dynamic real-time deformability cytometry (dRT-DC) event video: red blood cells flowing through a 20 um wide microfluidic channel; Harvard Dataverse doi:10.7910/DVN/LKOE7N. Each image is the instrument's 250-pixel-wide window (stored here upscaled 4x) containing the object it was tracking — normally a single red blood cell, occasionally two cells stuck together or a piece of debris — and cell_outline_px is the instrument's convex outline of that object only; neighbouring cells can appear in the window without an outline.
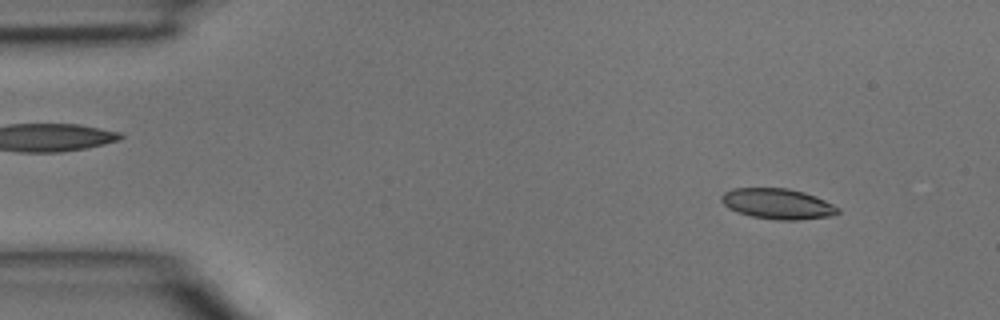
{"species": "common noctule bat (a hibernating species)", "species_latin": "Nyctalus noctula", "temperature_condition": "room temperature", "stored_images_in_passage": 4, "camera_frame_rate_fps": 3000, "um_per_image_px": 0.085, "animal": {"sex": "male", "body_mass_g": 15.6}, "frame": {"image": 1, "passage_image": 1, "time_ms": 0.0, "image_size_px": [1000, 320], "cell_outline_px": [[840, 212], [828, 216], [796, 220], [776, 220], [752, 216], [736, 212], [728, 208], [720, 200], [720, 196], [724, 192], [732, 188], [788, 188], [804, 192], [816, 196], [840, 208]], "centroid_in_image_um": [66.06, 17.31], "position_along_channel_um": 18.9, "area_um2": 20.75}}
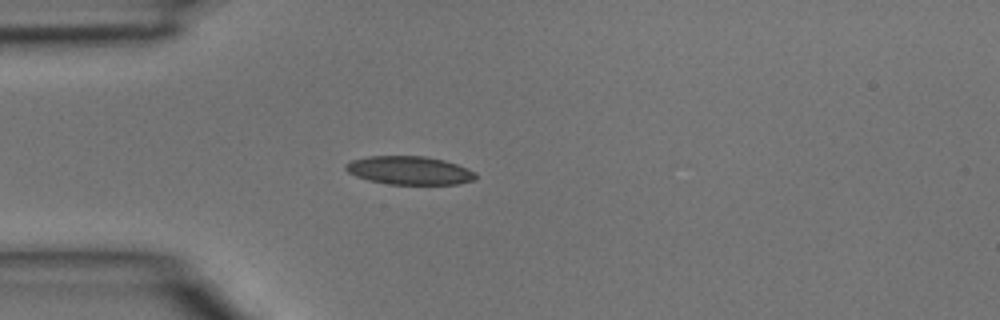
{"frame": {"image": 2, "passage_image": 3, "time_ms": 0.667, "image_size_px": [1000, 320], "cell_outline_px": [[476, 180], [460, 184], [388, 184], [368, 180], [356, 176], [348, 172], [344, 168], [344, 164], [352, 160], [368, 156], [424, 156], [444, 160], [468, 168], [476, 172]], "centroid_in_image_um": [34.81, 14.49], "position_along_channel_um": 50.2, "area_um2": 21.62}}